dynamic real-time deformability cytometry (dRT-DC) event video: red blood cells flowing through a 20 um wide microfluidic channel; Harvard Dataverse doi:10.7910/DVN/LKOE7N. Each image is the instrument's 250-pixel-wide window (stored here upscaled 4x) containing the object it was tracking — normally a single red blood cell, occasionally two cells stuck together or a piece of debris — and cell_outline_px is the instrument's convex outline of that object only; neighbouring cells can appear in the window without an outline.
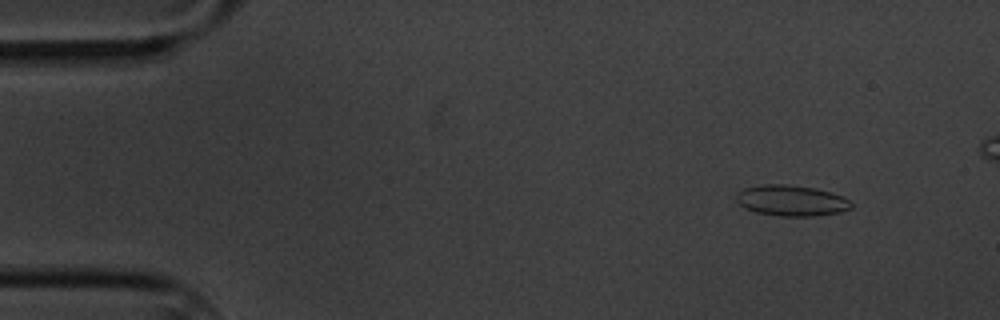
{"species": "common noctule bat (a hibernating species)", "species_latin": "Nyctalus noctula", "temperature_condition": "cold", "stored_images_in_passage": 6, "camera_frame_rate_fps": 3000, "um_per_image_px": 0.085, "animal": {"sex": "male", "body_mass_g": 20.1, "forearm_length_mm": 53.5}, "frame": {"image": 1, "passage_image": 2, "time_ms": 1.333, "image_size_px": [1000, 320], "cell_outline_px": [[852, 208], [840, 212], [816, 216], [780, 216], [756, 212], [744, 208], [736, 200], [736, 192], [744, 188], [760, 184], [788, 184], [816, 188], [840, 196], [848, 200], [852, 204]], "centroid_in_image_um": [67.22, 17.04], "position_along_channel_um": 17.8, "area_um2": 20.69}}